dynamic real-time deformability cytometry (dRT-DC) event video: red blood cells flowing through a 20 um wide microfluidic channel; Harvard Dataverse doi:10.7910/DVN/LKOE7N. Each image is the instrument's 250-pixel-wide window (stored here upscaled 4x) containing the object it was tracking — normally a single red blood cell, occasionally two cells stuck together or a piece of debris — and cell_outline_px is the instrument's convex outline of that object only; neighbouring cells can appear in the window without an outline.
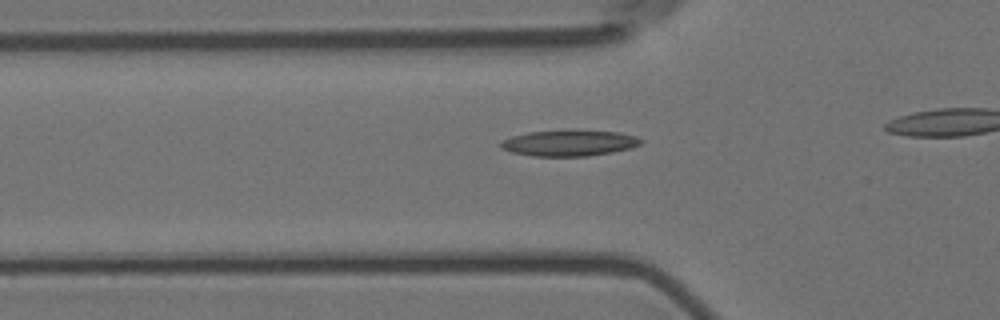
{"species": "Egyptian fruit bat (a non-hibernating species)", "species_latin": "Rousettus aegyptiacus", "temperature_condition": "room temperature", "stored_images_in_passage": 34, "camera_frame_rate_fps": 3000, "um_per_image_px": 0.085, "animal": {"sex": "female"}, "frame": {"image": 1, "passage_image": 8, "time_ms": 2.333, "image_size_px": [1000, 320], "cell_outline_px": [[644, 140], [640, 144], [632, 148], [612, 152], [588, 156], [532, 156], [512, 152], [500, 148], [500, 144], [504, 140], [512, 136], [528, 132], [620, 132], [636, 136]], "centroid_in_image_um": [48.4, 12.19], "position_along_channel_um": 77.4, "area_um2": 20.52}}
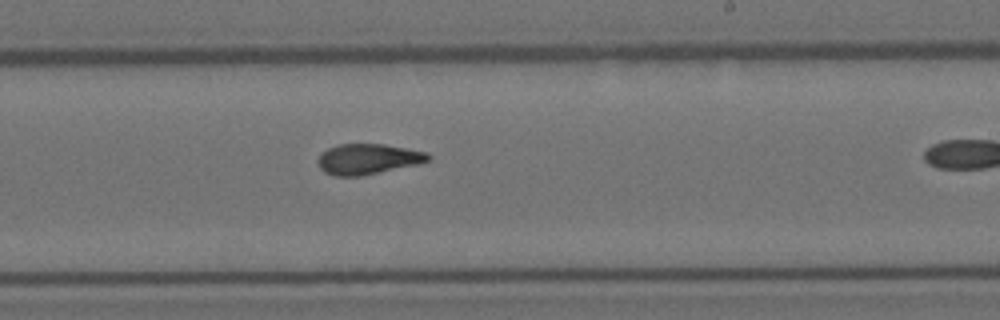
{"frame": {"image": 2, "passage_image": 23, "time_ms": 7.333, "image_size_px": [1000, 320], "cell_outline_px": [[432, 156], [428, 160], [416, 164], [360, 176], [336, 176], [324, 172], [320, 168], [320, 156], [328, 148], [340, 144], [384, 144], [428, 152]], "centroid_in_image_um": [31.3, 13.51], "position_along_channel_um": 257.7, "area_um2": 19.19}}
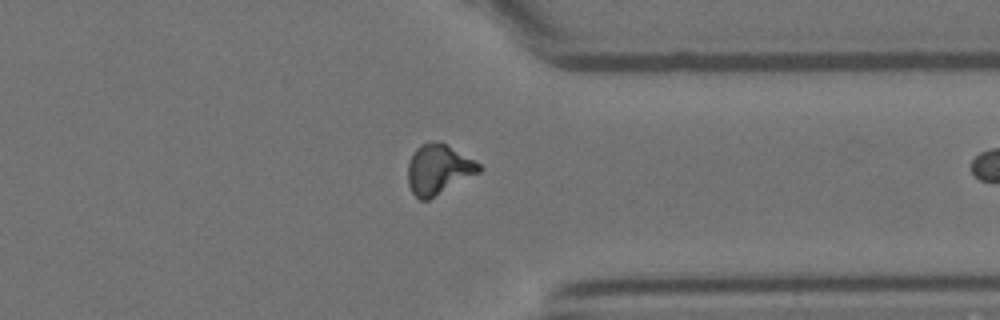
{"frame": {"image": 3, "passage_image": 33, "time_ms": 10.667, "image_size_px": [1000, 320], "cell_outline_px": [[484, 168], [480, 172], [428, 200], [420, 200], [412, 192], [408, 184], [408, 164], [412, 152], [420, 144], [432, 140], [444, 144], [480, 164]], "centroid_in_image_um": [37.24, 14.4], "position_along_channel_um": 374.2, "area_um2": 20.52}}